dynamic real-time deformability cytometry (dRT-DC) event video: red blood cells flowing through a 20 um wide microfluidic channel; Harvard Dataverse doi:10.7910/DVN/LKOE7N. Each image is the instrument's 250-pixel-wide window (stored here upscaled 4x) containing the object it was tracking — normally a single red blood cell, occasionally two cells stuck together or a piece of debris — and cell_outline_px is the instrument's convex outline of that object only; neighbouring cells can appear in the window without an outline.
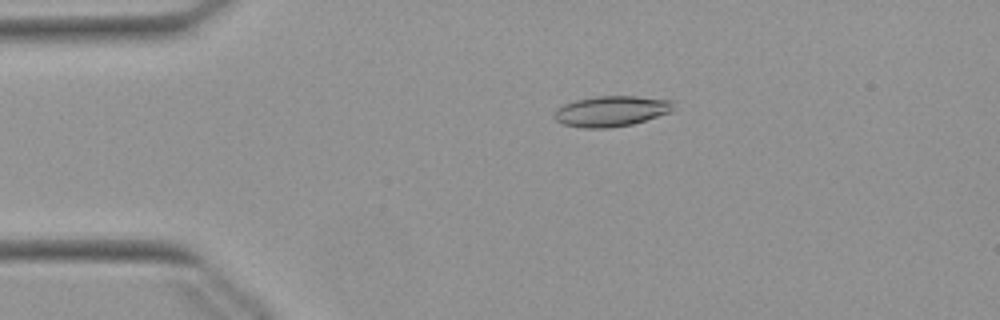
{"species": "Egyptian fruit bat (a non-hibernating species)", "species_latin": "Rousettus aegyptiacus", "temperature_condition": "warm", "stored_images_in_passage": 48, "camera_frame_rate_fps": 3000, "um_per_image_px": 0.085, "animal": {"sex": "female"}, "frame": {"image": 1, "passage_image": 6, "time_ms": 1.667, "image_size_px": [1000, 320], "cell_outline_px": [[672, 112], [632, 124], [608, 128], [584, 128], [564, 124], [556, 120], [552, 116], [552, 112], [556, 108], [564, 104], [576, 100], [596, 96], [636, 96], [672, 100]], "centroid_in_image_um": [51.92, 9.45], "position_along_channel_um": 33.1, "area_um2": 21.27}}
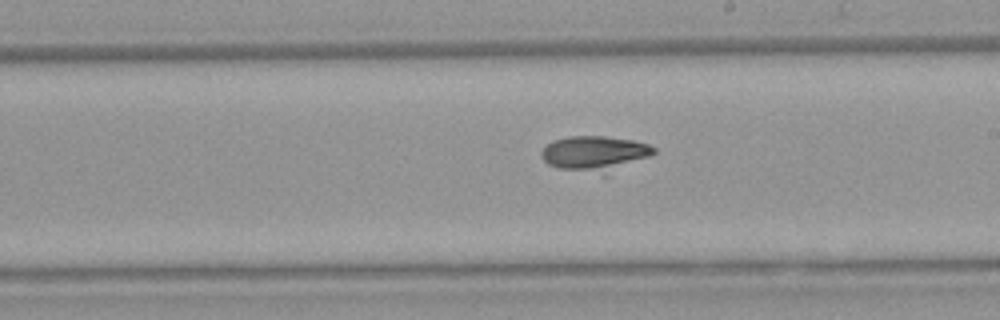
{"frame": {"image": 2, "passage_image": 25, "time_ms": 8.0, "image_size_px": [1000, 320], "cell_outline_px": [[656, 152], [608, 176], [604, 176], [556, 168], [548, 164], [540, 156], [540, 152], [552, 140], [568, 136], [604, 136], [632, 140], [648, 144], [656, 148]], "centroid_in_image_um": [50.55, 13.08], "position_along_channel_um": 238.4, "area_um2": 23.7}}
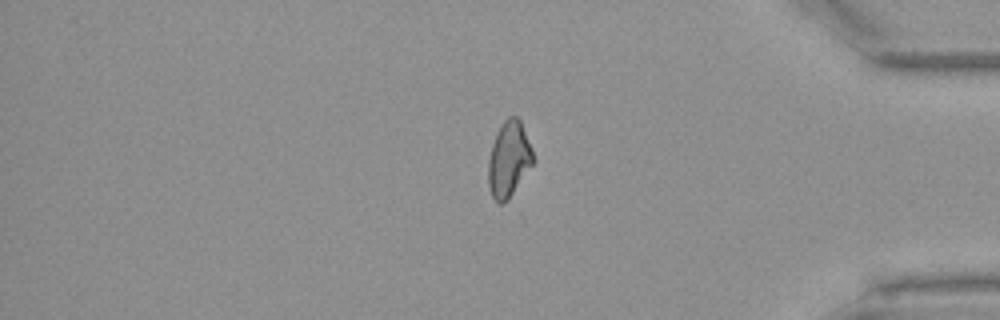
{"frame": {"image": 3, "passage_image": 39, "time_ms": 12.667, "image_size_px": [1000, 320], "cell_outline_px": [[536, 160], [508, 200], [504, 204], [500, 204], [492, 196], [488, 184], [488, 160], [492, 144], [496, 132], [504, 120], [508, 116], [516, 116], [520, 120], [532, 148]], "centroid_in_image_um": [43.26, 13.54], "position_along_channel_um": 391.9, "area_um2": 19.94}}